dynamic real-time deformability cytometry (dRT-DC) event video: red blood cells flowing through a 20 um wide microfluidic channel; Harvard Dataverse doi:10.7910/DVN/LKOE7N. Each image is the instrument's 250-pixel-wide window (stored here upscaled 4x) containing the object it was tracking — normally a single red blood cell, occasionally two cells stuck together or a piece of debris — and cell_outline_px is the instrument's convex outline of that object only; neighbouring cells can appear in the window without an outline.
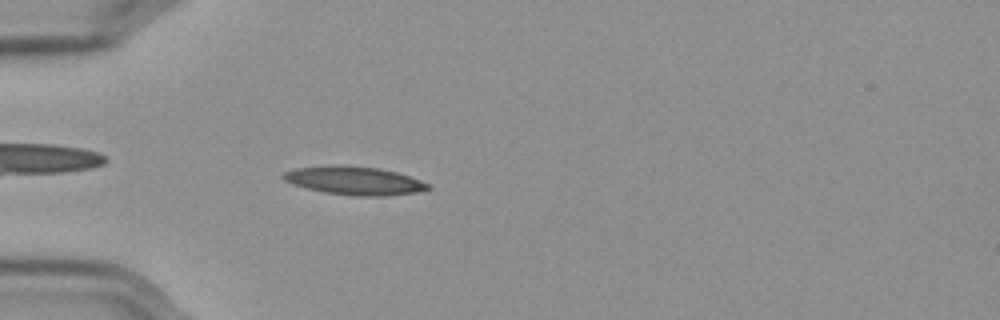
{"species": "Egyptian fruit bat (a non-hibernating species)", "species_latin": "Rousettus aegyptiacus", "temperature_condition": "cold", "stored_images_in_passage": 54, "camera_frame_rate_fps": 3000, "um_per_image_px": 0.085, "frame": {"image": 1, "passage_image": 14, "time_ms": 4.333, "image_size_px": [1000, 320], "cell_outline_px": [[432, 188], [416, 192], [388, 196], [352, 196], [324, 192], [292, 184], [284, 180], [280, 176], [284, 172], [296, 168], [336, 164], [380, 168], [396, 172], [432, 184]], "centroid_in_image_um": [30.13, 15.35], "position_along_channel_um": 54.9, "area_um2": 24.1}}
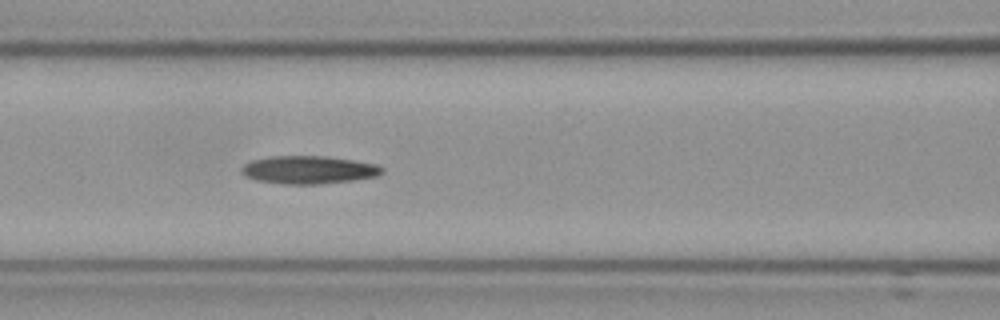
{"frame": {"image": 2, "passage_image": 22, "time_ms": 7.0, "image_size_px": [1000, 320], "cell_outline_px": [[384, 172], [376, 176], [352, 180], [320, 184], [284, 184], [256, 180], [244, 176], [240, 172], [240, 168], [244, 164], [252, 160], [268, 156], [324, 156], [352, 160], [376, 164], [384, 168]], "centroid_in_image_um": [26.19, 14.43], "position_along_channel_um": 140.4, "area_um2": 22.95}}
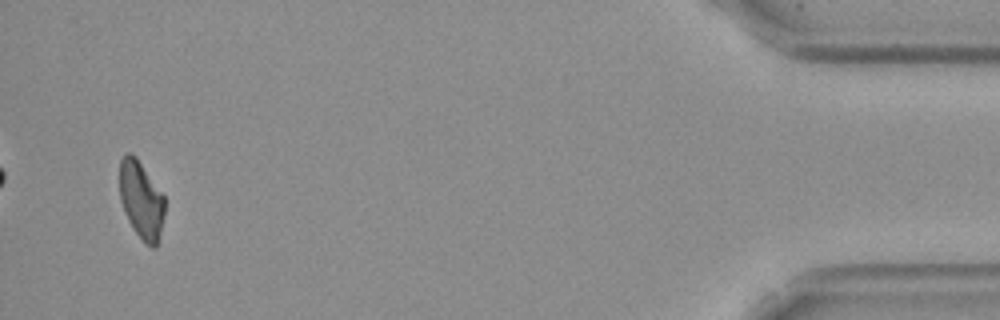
{"frame": {"image": 3, "passage_image": 52, "time_ms": 17.0, "image_size_px": [1000, 320], "cell_outline_px": [[164, 212], [156, 248], [152, 248], [144, 244], [128, 220], [124, 212], [120, 200], [120, 160], [128, 152], [132, 152], [136, 156], [164, 196]], "centroid_in_image_um": [11.99, 16.99], "position_along_channel_um": 423.2, "area_um2": 20.23}, "authors_computed_cell_mechanics": {"area_um2": 22.1952, "velocity_mm_per_s": 3.5828, "shape_relaxation_time_tau1_ms": null, "shape_relaxation_time_tau2_ms": 10.2618, "deformation_change_tau1": null, "deformation_change_tau2": 0.2079}}